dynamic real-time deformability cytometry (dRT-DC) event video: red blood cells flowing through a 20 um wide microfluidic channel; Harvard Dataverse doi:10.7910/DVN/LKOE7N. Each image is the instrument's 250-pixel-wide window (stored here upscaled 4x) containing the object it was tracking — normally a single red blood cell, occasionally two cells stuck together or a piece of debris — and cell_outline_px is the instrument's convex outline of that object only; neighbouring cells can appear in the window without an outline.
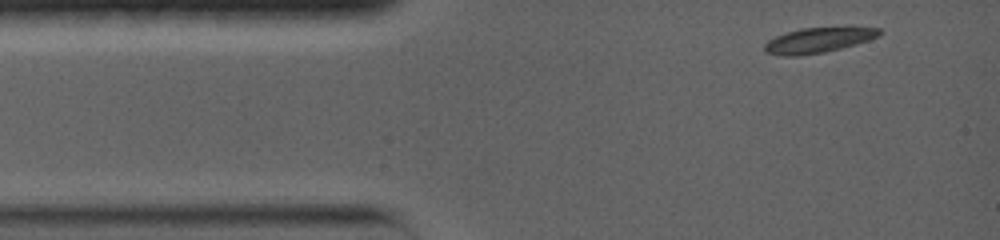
{"species": "common noctule bat (a hibernating species)", "species_latin": "Nyctalus noctula", "temperature_condition": "warm", "stored_images_in_passage": 4, "camera_frame_rate_fps": 5000, "um_per_image_px": 0.085, "animal": {"sex": "female", "body_mass_g": 19.0, "forearm_length_mm": 56.7}, "frame": {"image": 1, "passage_image": 1, "time_ms": 0.0, "image_size_px": [1000, 240], "cell_outline_px": [[880, 36], [856, 44], [824, 52], [796, 56], [780, 56], [764, 52], [764, 44], [768, 40], [776, 36], [800, 28], [880, 28]], "centroid_in_image_um": [69.48, 3.43], "position_along_channel_um": 15.5, "area_um2": 16.53}}
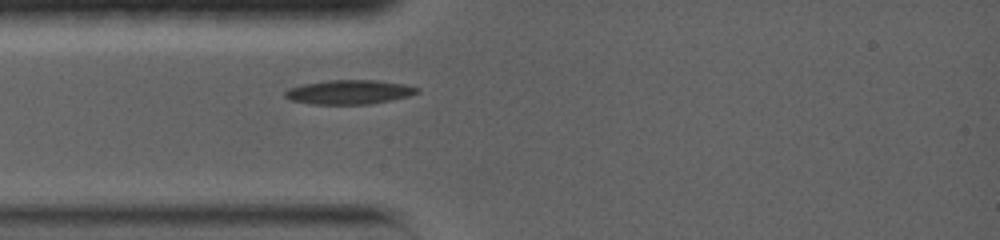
{"frame": {"image": 2, "passage_image": 3, "time_ms": 2.4, "image_size_px": [1000, 240], "cell_outline_px": [[420, 92], [408, 96], [372, 104], [312, 104], [292, 100], [284, 96], [284, 92], [288, 88], [304, 84], [328, 80], [376, 80], [404, 84], [420, 88]], "centroid_in_image_um": [29.7, 7.82], "position_along_channel_um": 55.3, "area_um2": 18.61}}
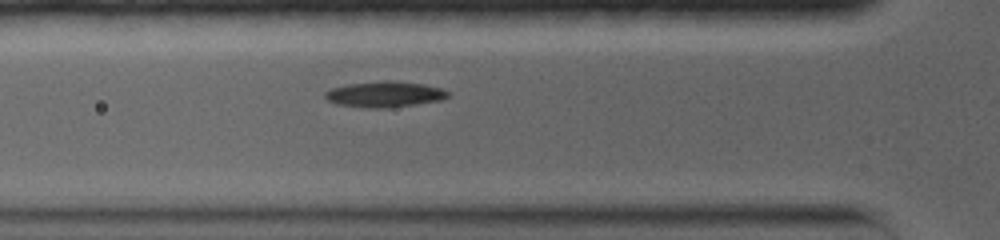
{"frame": {"image": 3, "passage_image": 4, "time_ms": 3.4, "image_size_px": [1000, 240], "cell_outline_px": [[448, 96], [440, 100], [384, 108], [368, 108], [336, 104], [328, 100], [324, 96], [324, 92], [332, 88], [348, 84], [384, 80], [424, 84], [444, 88], [448, 92]], "centroid_in_image_um": [32.67, 8.0], "position_along_channel_um": 93.1, "area_um2": 18.26}}